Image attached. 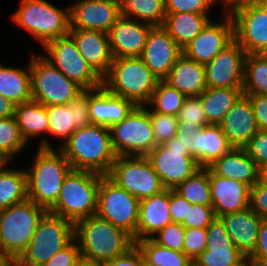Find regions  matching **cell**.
I'll list each match as a JSON object with an SVG mask.
<instances>
[{
	"instance_id": "6da1fadb",
	"label": "cell",
	"mask_w": 267,
	"mask_h": 266,
	"mask_svg": "<svg viewBox=\"0 0 267 266\" xmlns=\"http://www.w3.org/2000/svg\"><path fill=\"white\" fill-rule=\"evenodd\" d=\"M27 174V198L47 211L56 203L62 183L72 170L65 155L53 148L47 137L41 139Z\"/></svg>"
},
{
	"instance_id": "7a4b0ae2",
	"label": "cell",
	"mask_w": 267,
	"mask_h": 266,
	"mask_svg": "<svg viewBox=\"0 0 267 266\" xmlns=\"http://www.w3.org/2000/svg\"><path fill=\"white\" fill-rule=\"evenodd\" d=\"M72 169L107 175L117 155L112 146L110 128L91 124L78 128L58 148Z\"/></svg>"
},
{
	"instance_id": "3957f363",
	"label": "cell",
	"mask_w": 267,
	"mask_h": 266,
	"mask_svg": "<svg viewBox=\"0 0 267 266\" xmlns=\"http://www.w3.org/2000/svg\"><path fill=\"white\" fill-rule=\"evenodd\" d=\"M74 239L82 256L103 264L135 245L128 233L96 214L74 223Z\"/></svg>"
},
{
	"instance_id": "277c9868",
	"label": "cell",
	"mask_w": 267,
	"mask_h": 266,
	"mask_svg": "<svg viewBox=\"0 0 267 266\" xmlns=\"http://www.w3.org/2000/svg\"><path fill=\"white\" fill-rule=\"evenodd\" d=\"M159 79L140 57L113 58L102 85L113 95L131 100L136 106L150 101Z\"/></svg>"
},
{
	"instance_id": "5b68a950",
	"label": "cell",
	"mask_w": 267,
	"mask_h": 266,
	"mask_svg": "<svg viewBox=\"0 0 267 266\" xmlns=\"http://www.w3.org/2000/svg\"><path fill=\"white\" fill-rule=\"evenodd\" d=\"M102 174L72 169L65 177L56 203L48 212L75 223L96 214Z\"/></svg>"
},
{
	"instance_id": "8992f818",
	"label": "cell",
	"mask_w": 267,
	"mask_h": 266,
	"mask_svg": "<svg viewBox=\"0 0 267 266\" xmlns=\"http://www.w3.org/2000/svg\"><path fill=\"white\" fill-rule=\"evenodd\" d=\"M12 19L42 46L69 34V6L59 8L47 0H21Z\"/></svg>"
},
{
	"instance_id": "52a82bcc",
	"label": "cell",
	"mask_w": 267,
	"mask_h": 266,
	"mask_svg": "<svg viewBox=\"0 0 267 266\" xmlns=\"http://www.w3.org/2000/svg\"><path fill=\"white\" fill-rule=\"evenodd\" d=\"M46 212L28 198L0 210V247L13 261L27 248Z\"/></svg>"
},
{
	"instance_id": "ba28073f",
	"label": "cell",
	"mask_w": 267,
	"mask_h": 266,
	"mask_svg": "<svg viewBox=\"0 0 267 266\" xmlns=\"http://www.w3.org/2000/svg\"><path fill=\"white\" fill-rule=\"evenodd\" d=\"M73 239L74 223L47 211L14 266H42Z\"/></svg>"
},
{
	"instance_id": "9c48e42d",
	"label": "cell",
	"mask_w": 267,
	"mask_h": 266,
	"mask_svg": "<svg viewBox=\"0 0 267 266\" xmlns=\"http://www.w3.org/2000/svg\"><path fill=\"white\" fill-rule=\"evenodd\" d=\"M29 60L32 99L42 105L69 104L84 90L54 67L43 54Z\"/></svg>"
},
{
	"instance_id": "30bf717a",
	"label": "cell",
	"mask_w": 267,
	"mask_h": 266,
	"mask_svg": "<svg viewBox=\"0 0 267 266\" xmlns=\"http://www.w3.org/2000/svg\"><path fill=\"white\" fill-rule=\"evenodd\" d=\"M139 200L102 175L97 192L96 215L128 233L137 242Z\"/></svg>"
},
{
	"instance_id": "8fae6325",
	"label": "cell",
	"mask_w": 267,
	"mask_h": 266,
	"mask_svg": "<svg viewBox=\"0 0 267 266\" xmlns=\"http://www.w3.org/2000/svg\"><path fill=\"white\" fill-rule=\"evenodd\" d=\"M110 133L117 156H146L156 147L147 105L136 106Z\"/></svg>"
},
{
	"instance_id": "7c38bea8",
	"label": "cell",
	"mask_w": 267,
	"mask_h": 266,
	"mask_svg": "<svg viewBox=\"0 0 267 266\" xmlns=\"http://www.w3.org/2000/svg\"><path fill=\"white\" fill-rule=\"evenodd\" d=\"M107 176L139 201L166 189L146 156H117Z\"/></svg>"
},
{
	"instance_id": "4fadbf2b",
	"label": "cell",
	"mask_w": 267,
	"mask_h": 266,
	"mask_svg": "<svg viewBox=\"0 0 267 266\" xmlns=\"http://www.w3.org/2000/svg\"><path fill=\"white\" fill-rule=\"evenodd\" d=\"M43 48L48 54L43 56L83 90L102 86V78L81 56L74 39L69 34L48 41Z\"/></svg>"
},
{
	"instance_id": "5bb4252c",
	"label": "cell",
	"mask_w": 267,
	"mask_h": 266,
	"mask_svg": "<svg viewBox=\"0 0 267 266\" xmlns=\"http://www.w3.org/2000/svg\"><path fill=\"white\" fill-rule=\"evenodd\" d=\"M146 157L166 189H175L201 169L197 160L175 137L157 145Z\"/></svg>"
},
{
	"instance_id": "9a60e30c",
	"label": "cell",
	"mask_w": 267,
	"mask_h": 266,
	"mask_svg": "<svg viewBox=\"0 0 267 266\" xmlns=\"http://www.w3.org/2000/svg\"><path fill=\"white\" fill-rule=\"evenodd\" d=\"M234 39L247 54H267V11L257 1L245 3L230 12Z\"/></svg>"
},
{
	"instance_id": "2e32d148",
	"label": "cell",
	"mask_w": 267,
	"mask_h": 266,
	"mask_svg": "<svg viewBox=\"0 0 267 266\" xmlns=\"http://www.w3.org/2000/svg\"><path fill=\"white\" fill-rule=\"evenodd\" d=\"M246 52L234 39L205 66L207 88H243Z\"/></svg>"
},
{
	"instance_id": "e0dca14e",
	"label": "cell",
	"mask_w": 267,
	"mask_h": 266,
	"mask_svg": "<svg viewBox=\"0 0 267 266\" xmlns=\"http://www.w3.org/2000/svg\"><path fill=\"white\" fill-rule=\"evenodd\" d=\"M175 138L182 142L201 168H209L233 148L220 126L214 124L187 134L176 133Z\"/></svg>"
},
{
	"instance_id": "ac0fdd59",
	"label": "cell",
	"mask_w": 267,
	"mask_h": 266,
	"mask_svg": "<svg viewBox=\"0 0 267 266\" xmlns=\"http://www.w3.org/2000/svg\"><path fill=\"white\" fill-rule=\"evenodd\" d=\"M224 20H210L202 31L183 49V54L206 65L234 40V23L229 12Z\"/></svg>"
},
{
	"instance_id": "d6986e66",
	"label": "cell",
	"mask_w": 267,
	"mask_h": 266,
	"mask_svg": "<svg viewBox=\"0 0 267 266\" xmlns=\"http://www.w3.org/2000/svg\"><path fill=\"white\" fill-rule=\"evenodd\" d=\"M70 28L108 33L121 16L120 0H78L69 6Z\"/></svg>"
},
{
	"instance_id": "ffe728a7",
	"label": "cell",
	"mask_w": 267,
	"mask_h": 266,
	"mask_svg": "<svg viewBox=\"0 0 267 266\" xmlns=\"http://www.w3.org/2000/svg\"><path fill=\"white\" fill-rule=\"evenodd\" d=\"M49 120L48 136L62 139L59 148L77 130L91 125L88 110V90H84L69 104L46 106Z\"/></svg>"
},
{
	"instance_id": "44dd1931",
	"label": "cell",
	"mask_w": 267,
	"mask_h": 266,
	"mask_svg": "<svg viewBox=\"0 0 267 266\" xmlns=\"http://www.w3.org/2000/svg\"><path fill=\"white\" fill-rule=\"evenodd\" d=\"M182 54L183 50L163 26H153L140 58L159 80H163Z\"/></svg>"
},
{
	"instance_id": "7402d4cb",
	"label": "cell",
	"mask_w": 267,
	"mask_h": 266,
	"mask_svg": "<svg viewBox=\"0 0 267 266\" xmlns=\"http://www.w3.org/2000/svg\"><path fill=\"white\" fill-rule=\"evenodd\" d=\"M207 247L194 260L199 266H240L245 255L234 245L220 218L214 219L206 228Z\"/></svg>"
},
{
	"instance_id": "603a6c76",
	"label": "cell",
	"mask_w": 267,
	"mask_h": 266,
	"mask_svg": "<svg viewBox=\"0 0 267 266\" xmlns=\"http://www.w3.org/2000/svg\"><path fill=\"white\" fill-rule=\"evenodd\" d=\"M153 25L120 16L108 32L113 58L140 57Z\"/></svg>"
},
{
	"instance_id": "cb8c5ba5",
	"label": "cell",
	"mask_w": 267,
	"mask_h": 266,
	"mask_svg": "<svg viewBox=\"0 0 267 266\" xmlns=\"http://www.w3.org/2000/svg\"><path fill=\"white\" fill-rule=\"evenodd\" d=\"M212 207L216 218L249 207L250 187L238 180L223 178L208 168Z\"/></svg>"
},
{
	"instance_id": "d4e9b609",
	"label": "cell",
	"mask_w": 267,
	"mask_h": 266,
	"mask_svg": "<svg viewBox=\"0 0 267 266\" xmlns=\"http://www.w3.org/2000/svg\"><path fill=\"white\" fill-rule=\"evenodd\" d=\"M135 107L131 100L113 95L103 85L88 90V110L92 124L110 128L120 123Z\"/></svg>"
},
{
	"instance_id": "484cf974",
	"label": "cell",
	"mask_w": 267,
	"mask_h": 266,
	"mask_svg": "<svg viewBox=\"0 0 267 266\" xmlns=\"http://www.w3.org/2000/svg\"><path fill=\"white\" fill-rule=\"evenodd\" d=\"M230 144L244 148L259 131L248 95L242 94L219 123Z\"/></svg>"
},
{
	"instance_id": "4316f807",
	"label": "cell",
	"mask_w": 267,
	"mask_h": 266,
	"mask_svg": "<svg viewBox=\"0 0 267 266\" xmlns=\"http://www.w3.org/2000/svg\"><path fill=\"white\" fill-rule=\"evenodd\" d=\"M69 35L74 39L81 56L103 78L113 61L108 33L70 28Z\"/></svg>"
},
{
	"instance_id": "83f0119b",
	"label": "cell",
	"mask_w": 267,
	"mask_h": 266,
	"mask_svg": "<svg viewBox=\"0 0 267 266\" xmlns=\"http://www.w3.org/2000/svg\"><path fill=\"white\" fill-rule=\"evenodd\" d=\"M169 223H172L170 189H165L151 197L140 200L137 241L151 239Z\"/></svg>"
},
{
	"instance_id": "f1b7e54d",
	"label": "cell",
	"mask_w": 267,
	"mask_h": 266,
	"mask_svg": "<svg viewBox=\"0 0 267 266\" xmlns=\"http://www.w3.org/2000/svg\"><path fill=\"white\" fill-rule=\"evenodd\" d=\"M235 247L245 256H250L256 248L262 218L250 207L219 217Z\"/></svg>"
},
{
	"instance_id": "f546056e",
	"label": "cell",
	"mask_w": 267,
	"mask_h": 266,
	"mask_svg": "<svg viewBox=\"0 0 267 266\" xmlns=\"http://www.w3.org/2000/svg\"><path fill=\"white\" fill-rule=\"evenodd\" d=\"M186 97L200 96L206 87L205 66L182 54L163 79Z\"/></svg>"
},
{
	"instance_id": "4dcf8cb0",
	"label": "cell",
	"mask_w": 267,
	"mask_h": 266,
	"mask_svg": "<svg viewBox=\"0 0 267 266\" xmlns=\"http://www.w3.org/2000/svg\"><path fill=\"white\" fill-rule=\"evenodd\" d=\"M209 168L220 177L241 181L249 187L259 182V168L245 148L233 147Z\"/></svg>"
},
{
	"instance_id": "1f68e13d",
	"label": "cell",
	"mask_w": 267,
	"mask_h": 266,
	"mask_svg": "<svg viewBox=\"0 0 267 266\" xmlns=\"http://www.w3.org/2000/svg\"><path fill=\"white\" fill-rule=\"evenodd\" d=\"M163 27L183 50L211 20L209 14L165 13Z\"/></svg>"
},
{
	"instance_id": "d6a6232c",
	"label": "cell",
	"mask_w": 267,
	"mask_h": 266,
	"mask_svg": "<svg viewBox=\"0 0 267 266\" xmlns=\"http://www.w3.org/2000/svg\"><path fill=\"white\" fill-rule=\"evenodd\" d=\"M14 116L20 133L28 145L32 138L49 134V120L45 105L32 99L16 105Z\"/></svg>"
},
{
	"instance_id": "836d02e7",
	"label": "cell",
	"mask_w": 267,
	"mask_h": 266,
	"mask_svg": "<svg viewBox=\"0 0 267 266\" xmlns=\"http://www.w3.org/2000/svg\"><path fill=\"white\" fill-rule=\"evenodd\" d=\"M25 68L0 64V95L15 106L32 100L29 63Z\"/></svg>"
},
{
	"instance_id": "e575fe53",
	"label": "cell",
	"mask_w": 267,
	"mask_h": 266,
	"mask_svg": "<svg viewBox=\"0 0 267 266\" xmlns=\"http://www.w3.org/2000/svg\"><path fill=\"white\" fill-rule=\"evenodd\" d=\"M242 94V88H206L200 98L208 123L219 125Z\"/></svg>"
},
{
	"instance_id": "d590c367",
	"label": "cell",
	"mask_w": 267,
	"mask_h": 266,
	"mask_svg": "<svg viewBox=\"0 0 267 266\" xmlns=\"http://www.w3.org/2000/svg\"><path fill=\"white\" fill-rule=\"evenodd\" d=\"M9 164L0 169V210L27 199L25 169L9 168Z\"/></svg>"
},
{
	"instance_id": "8d00e7d4",
	"label": "cell",
	"mask_w": 267,
	"mask_h": 266,
	"mask_svg": "<svg viewBox=\"0 0 267 266\" xmlns=\"http://www.w3.org/2000/svg\"><path fill=\"white\" fill-rule=\"evenodd\" d=\"M121 15L148 23L163 26L165 20V0H120Z\"/></svg>"
},
{
	"instance_id": "74e56055",
	"label": "cell",
	"mask_w": 267,
	"mask_h": 266,
	"mask_svg": "<svg viewBox=\"0 0 267 266\" xmlns=\"http://www.w3.org/2000/svg\"><path fill=\"white\" fill-rule=\"evenodd\" d=\"M146 266H189L192 260L184 253L157 244L152 238L135 242Z\"/></svg>"
},
{
	"instance_id": "f35d334b",
	"label": "cell",
	"mask_w": 267,
	"mask_h": 266,
	"mask_svg": "<svg viewBox=\"0 0 267 266\" xmlns=\"http://www.w3.org/2000/svg\"><path fill=\"white\" fill-rule=\"evenodd\" d=\"M243 94L267 95V54H246Z\"/></svg>"
},
{
	"instance_id": "ab89813d",
	"label": "cell",
	"mask_w": 267,
	"mask_h": 266,
	"mask_svg": "<svg viewBox=\"0 0 267 266\" xmlns=\"http://www.w3.org/2000/svg\"><path fill=\"white\" fill-rule=\"evenodd\" d=\"M174 190L191 204L212 206L208 168H201Z\"/></svg>"
},
{
	"instance_id": "60d3db41",
	"label": "cell",
	"mask_w": 267,
	"mask_h": 266,
	"mask_svg": "<svg viewBox=\"0 0 267 266\" xmlns=\"http://www.w3.org/2000/svg\"><path fill=\"white\" fill-rule=\"evenodd\" d=\"M186 96L164 80H159L147 106L152 111L177 116Z\"/></svg>"
},
{
	"instance_id": "b9f144b4",
	"label": "cell",
	"mask_w": 267,
	"mask_h": 266,
	"mask_svg": "<svg viewBox=\"0 0 267 266\" xmlns=\"http://www.w3.org/2000/svg\"><path fill=\"white\" fill-rule=\"evenodd\" d=\"M15 116L0 119V155L12 162L16 155L27 147Z\"/></svg>"
},
{
	"instance_id": "7bdbcfd3",
	"label": "cell",
	"mask_w": 267,
	"mask_h": 266,
	"mask_svg": "<svg viewBox=\"0 0 267 266\" xmlns=\"http://www.w3.org/2000/svg\"><path fill=\"white\" fill-rule=\"evenodd\" d=\"M177 118V133L187 134L189 131H199L210 125L206 119L200 96L186 97Z\"/></svg>"
},
{
	"instance_id": "ee69618b",
	"label": "cell",
	"mask_w": 267,
	"mask_h": 266,
	"mask_svg": "<svg viewBox=\"0 0 267 266\" xmlns=\"http://www.w3.org/2000/svg\"><path fill=\"white\" fill-rule=\"evenodd\" d=\"M149 117L153 127L156 146L164 144L175 137L178 127L177 116L160 114L149 109Z\"/></svg>"
},
{
	"instance_id": "f6af8a7d",
	"label": "cell",
	"mask_w": 267,
	"mask_h": 266,
	"mask_svg": "<svg viewBox=\"0 0 267 266\" xmlns=\"http://www.w3.org/2000/svg\"><path fill=\"white\" fill-rule=\"evenodd\" d=\"M185 228L181 223L172 222L162 228L152 239L159 245L183 252Z\"/></svg>"
},
{
	"instance_id": "bcb514c9",
	"label": "cell",
	"mask_w": 267,
	"mask_h": 266,
	"mask_svg": "<svg viewBox=\"0 0 267 266\" xmlns=\"http://www.w3.org/2000/svg\"><path fill=\"white\" fill-rule=\"evenodd\" d=\"M215 0H165V13L208 14Z\"/></svg>"
},
{
	"instance_id": "7dc6e473",
	"label": "cell",
	"mask_w": 267,
	"mask_h": 266,
	"mask_svg": "<svg viewBox=\"0 0 267 266\" xmlns=\"http://www.w3.org/2000/svg\"><path fill=\"white\" fill-rule=\"evenodd\" d=\"M214 219L216 216L212 206L191 204L181 225L185 229L207 228Z\"/></svg>"
},
{
	"instance_id": "c3c4849f",
	"label": "cell",
	"mask_w": 267,
	"mask_h": 266,
	"mask_svg": "<svg viewBox=\"0 0 267 266\" xmlns=\"http://www.w3.org/2000/svg\"><path fill=\"white\" fill-rule=\"evenodd\" d=\"M206 228L185 229L183 252L194 261L207 247Z\"/></svg>"
},
{
	"instance_id": "681fc988",
	"label": "cell",
	"mask_w": 267,
	"mask_h": 266,
	"mask_svg": "<svg viewBox=\"0 0 267 266\" xmlns=\"http://www.w3.org/2000/svg\"><path fill=\"white\" fill-rule=\"evenodd\" d=\"M244 148L258 168L267 164V130H259Z\"/></svg>"
},
{
	"instance_id": "f907efd6",
	"label": "cell",
	"mask_w": 267,
	"mask_h": 266,
	"mask_svg": "<svg viewBox=\"0 0 267 266\" xmlns=\"http://www.w3.org/2000/svg\"><path fill=\"white\" fill-rule=\"evenodd\" d=\"M80 256L81 252L78 244L73 239L42 266H75Z\"/></svg>"
},
{
	"instance_id": "816d5d0a",
	"label": "cell",
	"mask_w": 267,
	"mask_h": 266,
	"mask_svg": "<svg viewBox=\"0 0 267 266\" xmlns=\"http://www.w3.org/2000/svg\"><path fill=\"white\" fill-rule=\"evenodd\" d=\"M249 207L260 218L267 220V188L260 182L250 187Z\"/></svg>"
},
{
	"instance_id": "f5cc1de1",
	"label": "cell",
	"mask_w": 267,
	"mask_h": 266,
	"mask_svg": "<svg viewBox=\"0 0 267 266\" xmlns=\"http://www.w3.org/2000/svg\"><path fill=\"white\" fill-rule=\"evenodd\" d=\"M191 203L179 195L174 189H170V213L172 222L182 223L187 217L188 207Z\"/></svg>"
},
{
	"instance_id": "db71d44e",
	"label": "cell",
	"mask_w": 267,
	"mask_h": 266,
	"mask_svg": "<svg viewBox=\"0 0 267 266\" xmlns=\"http://www.w3.org/2000/svg\"><path fill=\"white\" fill-rule=\"evenodd\" d=\"M104 266H146L144 256L136 245L125 254L107 262Z\"/></svg>"
},
{
	"instance_id": "11a10c76",
	"label": "cell",
	"mask_w": 267,
	"mask_h": 266,
	"mask_svg": "<svg viewBox=\"0 0 267 266\" xmlns=\"http://www.w3.org/2000/svg\"><path fill=\"white\" fill-rule=\"evenodd\" d=\"M259 130H267V95H248Z\"/></svg>"
},
{
	"instance_id": "9f6ffc18",
	"label": "cell",
	"mask_w": 267,
	"mask_h": 266,
	"mask_svg": "<svg viewBox=\"0 0 267 266\" xmlns=\"http://www.w3.org/2000/svg\"><path fill=\"white\" fill-rule=\"evenodd\" d=\"M250 257L267 260V220L262 219L258 233V242Z\"/></svg>"
},
{
	"instance_id": "6f0895ef",
	"label": "cell",
	"mask_w": 267,
	"mask_h": 266,
	"mask_svg": "<svg viewBox=\"0 0 267 266\" xmlns=\"http://www.w3.org/2000/svg\"><path fill=\"white\" fill-rule=\"evenodd\" d=\"M15 105L12 104L7 98L0 95V119L14 116Z\"/></svg>"
},
{
	"instance_id": "680465c9",
	"label": "cell",
	"mask_w": 267,
	"mask_h": 266,
	"mask_svg": "<svg viewBox=\"0 0 267 266\" xmlns=\"http://www.w3.org/2000/svg\"><path fill=\"white\" fill-rule=\"evenodd\" d=\"M258 0H215L216 4L221 3L225 12H230L235 7L251 2H257Z\"/></svg>"
},
{
	"instance_id": "91938a15",
	"label": "cell",
	"mask_w": 267,
	"mask_h": 266,
	"mask_svg": "<svg viewBox=\"0 0 267 266\" xmlns=\"http://www.w3.org/2000/svg\"><path fill=\"white\" fill-rule=\"evenodd\" d=\"M75 266H104V264L99 261H95L94 259L86 258L81 255L78 258Z\"/></svg>"
},
{
	"instance_id": "94428289",
	"label": "cell",
	"mask_w": 267,
	"mask_h": 266,
	"mask_svg": "<svg viewBox=\"0 0 267 266\" xmlns=\"http://www.w3.org/2000/svg\"><path fill=\"white\" fill-rule=\"evenodd\" d=\"M245 266H267V260L246 256Z\"/></svg>"
},
{
	"instance_id": "6125c7cd",
	"label": "cell",
	"mask_w": 267,
	"mask_h": 266,
	"mask_svg": "<svg viewBox=\"0 0 267 266\" xmlns=\"http://www.w3.org/2000/svg\"><path fill=\"white\" fill-rule=\"evenodd\" d=\"M0 266H14V261L0 247Z\"/></svg>"
},
{
	"instance_id": "be15d7a7",
	"label": "cell",
	"mask_w": 267,
	"mask_h": 266,
	"mask_svg": "<svg viewBox=\"0 0 267 266\" xmlns=\"http://www.w3.org/2000/svg\"><path fill=\"white\" fill-rule=\"evenodd\" d=\"M259 182L267 188V164L259 168Z\"/></svg>"
},
{
	"instance_id": "e7e4bbea",
	"label": "cell",
	"mask_w": 267,
	"mask_h": 266,
	"mask_svg": "<svg viewBox=\"0 0 267 266\" xmlns=\"http://www.w3.org/2000/svg\"><path fill=\"white\" fill-rule=\"evenodd\" d=\"M8 161L0 155V169L5 166Z\"/></svg>"
},
{
	"instance_id": "03108f58",
	"label": "cell",
	"mask_w": 267,
	"mask_h": 266,
	"mask_svg": "<svg viewBox=\"0 0 267 266\" xmlns=\"http://www.w3.org/2000/svg\"><path fill=\"white\" fill-rule=\"evenodd\" d=\"M258 2L266 9L267 11V0H258Z\"/></svg>"
},
{
	"instance_id": "003e7915",
	"label": "cell",
	"mask_w": 267,
	"mask_h": 266,
	"mask_svg": "<svg viewBox=\"0 0 267 266\" xmlns=\"http://www.w3.org/2000/svg\"><path fill=\"white\" fill-rule=\"evenodd\" d=\"M189 266H199V265L196 264L194 261H192Z\"/></svg>"
}]
</instances>
